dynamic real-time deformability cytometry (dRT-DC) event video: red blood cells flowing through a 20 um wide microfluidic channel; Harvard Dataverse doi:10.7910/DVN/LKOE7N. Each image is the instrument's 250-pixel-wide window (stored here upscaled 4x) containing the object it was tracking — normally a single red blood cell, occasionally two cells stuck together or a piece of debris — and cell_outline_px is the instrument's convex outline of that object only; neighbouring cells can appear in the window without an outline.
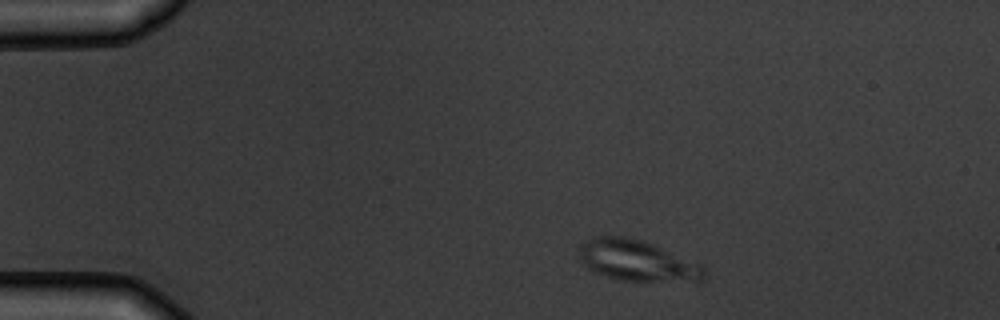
{"species": "common noctule bat (a hibernating species)", "species_latin": "Nyctalus noctula", "temperature_condition": "warm", "stored_images_in_passage": 3, "camera_frame_rate_fps": 3000, "um_per_image_px": 0.085, "animal": {"sex": "male", "body_mass_g": 19.5, "forearm_length_mm": 54.6}, "frame": {"image": 1, "passage_image": 1, "time_ms": 0.0, "image_size_px": [1000, 320], "cell_outline_px": [[704, 280], [620, 280], [596, 272], [588, 268], [580, 260], [576, 252], [580, 244], [584, 240], [596, 236], [624, 236], [644, 240], [704, 264]], "centroid_in_image_um": [54.12, 22.11], "position_along_channel_um": 30.9, "area_um2": 29.88}}